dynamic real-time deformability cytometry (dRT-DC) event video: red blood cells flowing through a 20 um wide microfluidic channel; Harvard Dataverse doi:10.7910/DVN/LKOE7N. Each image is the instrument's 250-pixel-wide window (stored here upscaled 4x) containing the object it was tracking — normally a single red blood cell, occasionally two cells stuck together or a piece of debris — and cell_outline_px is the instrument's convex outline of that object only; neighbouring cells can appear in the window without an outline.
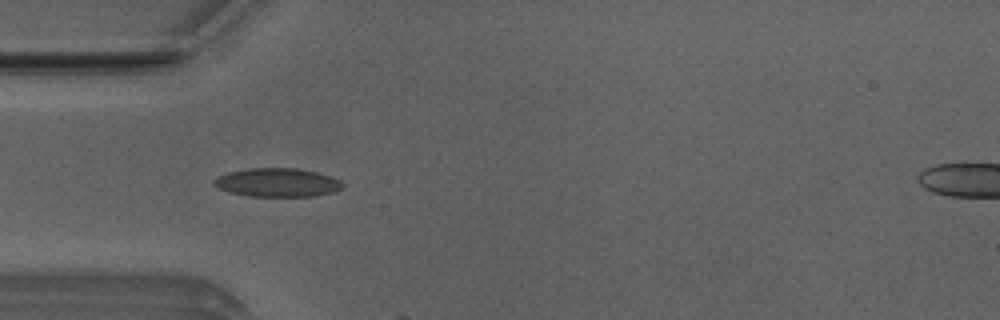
{"species": "Egyptian fruit bat (a non-hibernating species)", "species_latin": "Rousettus aegyptiacus", "temperature_condition": "room temperature", "stored_images_in_passage": 4, "camera_frame_rate_fps": 3000, "um_per_image_px": 0.085, "animal": {"sex": "male"}, "frame": {"image": 1, "passage_image": 3, "time_ms": 0.667, "image_size_px": [1000, 320], "cell_outline_px": [[344, 188], [332, 192], [316, 196], [248, 196], [228, 192], [216, 188], [212, 184], [212, 180], [228, 172], [248, 168], [300, 168], [332, 176], [340, 180], [344, 184]], "centroid_in_image_um": [23.57, 15.51], "position_along_channel_um": 61.4, "area_um2": 21.73}}